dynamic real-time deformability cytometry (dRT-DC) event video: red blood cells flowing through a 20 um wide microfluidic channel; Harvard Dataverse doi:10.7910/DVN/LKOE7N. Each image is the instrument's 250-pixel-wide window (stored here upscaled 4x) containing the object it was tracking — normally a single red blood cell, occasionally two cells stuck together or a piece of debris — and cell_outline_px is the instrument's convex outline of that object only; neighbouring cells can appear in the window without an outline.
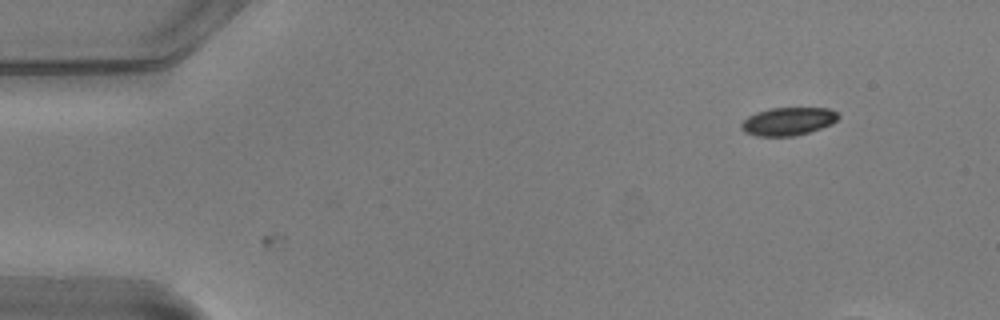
{"species": "common noctule bat (a hibernating species)", "species_latin": "Nyctalus noctula", "temperature_condition": "warm", "stored_images_in_passage": 10, "camera_frame_rate_fps": 3000, "um_per_image_px": 0.085, "animal": {"sex": "male", "body_mass_g": 20.5, "forearm_length_mm": 52.5}, "frame": {"image": 1, "passage_image": 1, "time_ms": 0.0, "image_size_px": [1000, 320], "cell_outline_px": [[840, 116], [832, 124], [808, 132], [792, 136], [756, 136], [744, 132], [740, 128], [740, 124], [748, 116], [756, 112], [772, 108], [828, 108], [836, 112]], "centroid_in_image_um": [66.96, 10.31], "position_along_channel_um": 18.0, "area_um2": 15.78}}